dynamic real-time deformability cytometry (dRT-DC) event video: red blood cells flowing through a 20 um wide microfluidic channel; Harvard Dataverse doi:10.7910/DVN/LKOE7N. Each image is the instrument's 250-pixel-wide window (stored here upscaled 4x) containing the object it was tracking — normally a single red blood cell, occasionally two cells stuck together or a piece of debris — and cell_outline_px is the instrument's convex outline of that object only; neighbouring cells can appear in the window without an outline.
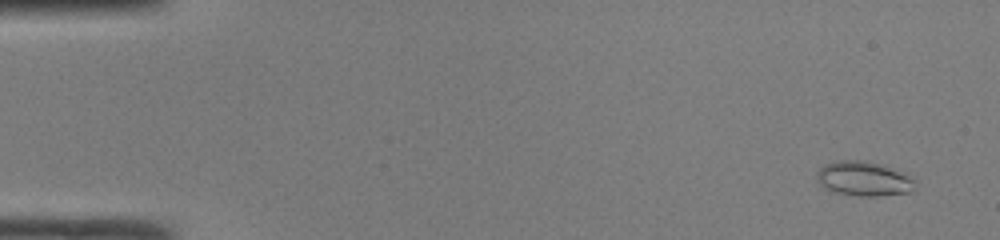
{"species": "common noctule bat (a hibernating species)", "species_latin": "Nyctalus noctula", "temperature_condition": "room temperature", "stored_images_in_passage": 49, "camera_frame_rate_fps": 3000, "um_per_image_px": 0.085, "animal": {"sex": "male", "body_mass_g": 19.0, "forearm_length_mm": 50.8}, "frame": {"image": 1, "passage_image": 3, "time_ms": 0.667, "image_size_px": [1000, 240], "cell_outline_px": [[912, 188], [908, 192], [880, 196], [860, 196], [836, 192], [824, 188], [820, 184], [816, 176], [816, 172], [824, 164], [840, 160], [860, 160], [876, 164], [888, 168], [908, 176], [912, 180]], "centroid_in_image_um": [73.3, 15.2], "position_along_channel_um": 11.7, "area_um2": 19.07}}
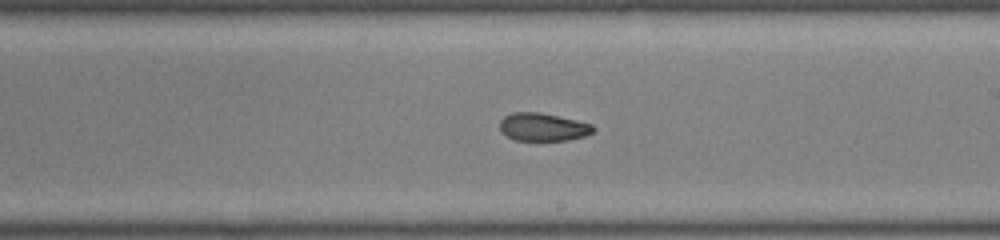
{"frame": {"image": 2, "passage_image": 29, "time_ms": 9.333, "image_size_px": [1000, 240], "cell_outline_px": [[596, 128], [592, 132], [584, 136], [568, 140], [516, 140], [500, 132], [500, 120], [504, 116], [512, 112], [540, 112], [576, 120], [592, 124]], "centroid_in_image_um": [46.14, 10.79], "position_along_channel_um": 242.9, "area_um2": 15.2}}
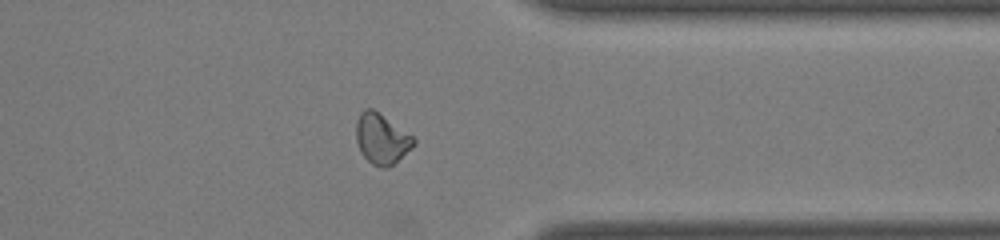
{"frame": {"image": 3, "passage_image": 39, "time_ms": 12.667, "image_size_px": [1000, 240], "cell_outline_px": [[416, 144], [388, 168], [380, 168], [372, 164], [360, 152], [356, 140], [356, 120], [360, 112], [364, 108], [372, 108], [412, 136], [416, 140]], "centroid_in_image_um": [32.4, 11.8], "position_along_channel_um": 379.0, "area_um2": 16.76}, "authors_computed_cell_mechanics": {"area_um2": 16.9354, "velocity_mm_per_s": 4.2286, "shape_relaxation_time_tau1_ms": null, "shape_relaxation_time_tau2_ms": 3.3055, "deformation_change_tau1": null, "deformation_change_tau2": 0.0828}}